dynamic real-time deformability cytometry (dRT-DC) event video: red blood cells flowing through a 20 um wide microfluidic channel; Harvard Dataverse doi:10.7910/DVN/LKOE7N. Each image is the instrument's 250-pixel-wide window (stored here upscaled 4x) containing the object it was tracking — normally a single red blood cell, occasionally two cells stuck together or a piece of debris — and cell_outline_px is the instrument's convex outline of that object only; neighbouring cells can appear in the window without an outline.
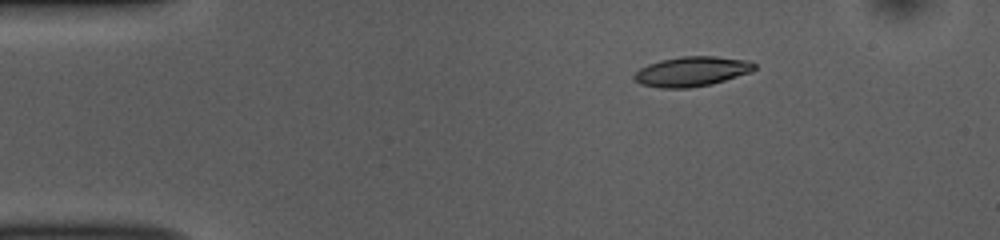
{"species": "common noctule bat (a hibernating species)", "species_latin": "Nyctalus noctula", "temperature_condition": "room temperature", "stored_images_in_passage": 44, "camera_frame_rate_fps": 3000, "um_per_image_px": 0.085, "animal": {"sex": "female", "body_mass_g": 10.0, "forearm_length_mm": 53.1}, "frame": {"image": 1, "passage_image": 1, "time_ms": 0.0, "image_size_px": [1000, 240], "cell_outline_px": [[756, 68], [752, 72], [712, 84], [688, 88], [660, 88], [640, 84], [632, 76], [640, 68], [648, 64], [660, 60], [680, 56], [716, 56], [748, 60], [756, 64]], "centroid_in_image_um": [58.81, 6.07], "position_along_channel_um": 26.2, "area_um2": 21.04}}
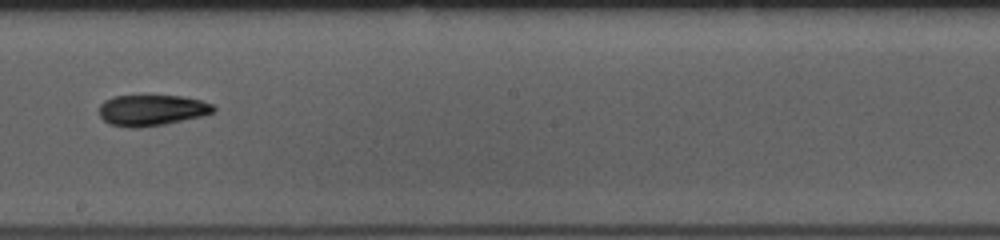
{"frame": {"image": 2, "passage_image": 22, "time_ms": 7.0, "image_size_px": [1000, 240], "cell_outline_px": [[216, 112], [204, 116], [164, 124], [140, 128], [128, 128], [108, 124], [100, 116], [100, 104], [104, 100], [112, 96], [180, 96], [200, 100], [212, 104], [216, 108]], "centroid_in_image_um": [12.9, 9.38], "position_along_channel_um": 235.3, "area_um2": 20.81}}
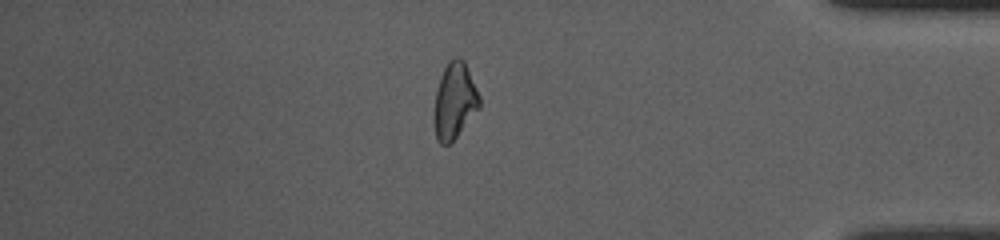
{"frame": {"image": 3, "passage_image": 37, "time_ms": 12.0, "image_size_px": [1000, 240], "cell_outline_px": [[480, 108], [452, 144], [440, 144], [436, 140], [432, 120], [436, 92], [440, 76], [448, 60], [456, 56], [460, 56], [464, 60], [480, 96]], "centroid_in_image_um": [38.62, 8.61], "position_along_channel_um": 396.6, "area_um2": 20.75}, "authors_computed_cell_mechanics": {"area_um2": 20.7791, "velocity_mm_per_s": 3.8596, "shape_relaxation_time_tau1_ms": 3.2824, "shape_relaxation_time_tau2_ms": 9.9372, "deformation_change_tau1": 0.1172, "deformation_change_tau2": 0.2075}}